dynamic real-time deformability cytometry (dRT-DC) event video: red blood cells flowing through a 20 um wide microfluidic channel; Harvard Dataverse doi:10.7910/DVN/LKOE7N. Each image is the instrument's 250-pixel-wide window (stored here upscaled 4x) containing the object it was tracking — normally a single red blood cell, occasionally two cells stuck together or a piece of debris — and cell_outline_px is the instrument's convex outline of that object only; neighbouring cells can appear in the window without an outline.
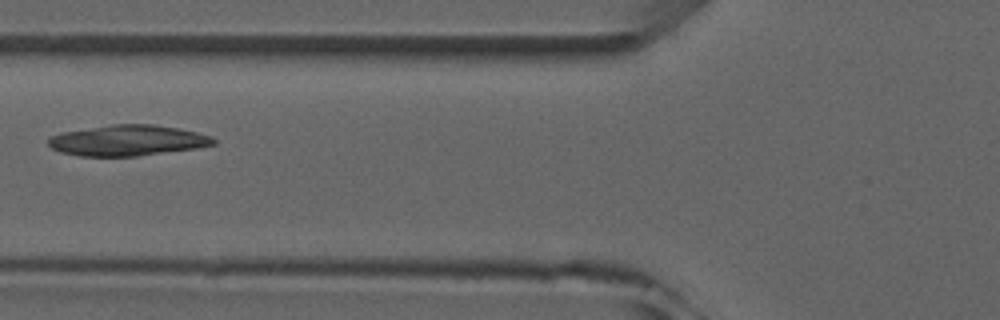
{"species": "common noctule bat (a hibernating species)", "species_latin": "Nyctalus noctula", "temperature_condition": "room temperature", "stored_images_in_passage": 3, "camera_frame_rate_fps": 3000, "um_per_image_px": 0.085, "animal": {"sex": "male", "forearm_length_mm": 52.5}, "frame": {"image": 1, "passage_image": 2, "time_ms": 1.333, "image_size_px": [1000, 320], "cell_outline_px": [[216, 144], [196, 148], [136, 156], [80, 156], [60, 152], [52, 148], [48, 144], [48, 140], [52, 136], [60, 132], [112, 124], [152, 124], [176, 128], [196, 132], [212, 136], [216, 140]], "centroid_in_image_um": [10.84, 11.93], "position_along_channel_um": 115.0, "area_um2": 29.48}}
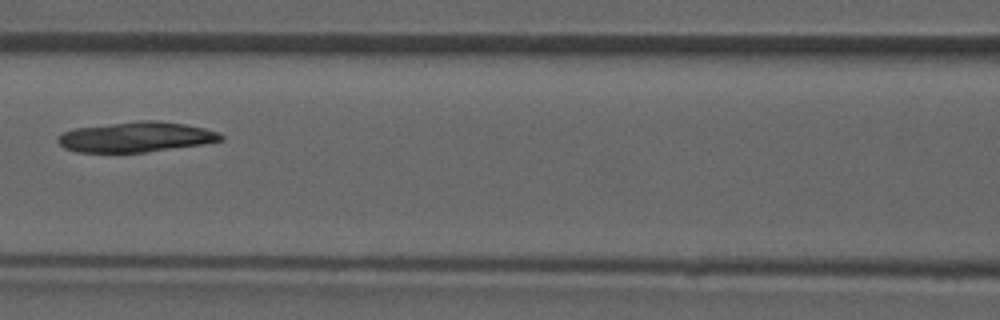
{"frame": {"image": 2, "passage_image": 3, "time_ms": 2.333, "image_size_px": [1000, 320], "cell_outline_px": [[224, 140], [204, 144], [148, 152], [76, 152], [64, 148], [56, 140], [56, 136], [64, 132], [76, 128], [140, 120], [156, 120], [184, 124], [204, 128], [220, 132], [224, 136]], "centroid_in_image_um": [11.59, 11.65], "position_along_channel_um": 155.0, "area_um2": 28.78}}